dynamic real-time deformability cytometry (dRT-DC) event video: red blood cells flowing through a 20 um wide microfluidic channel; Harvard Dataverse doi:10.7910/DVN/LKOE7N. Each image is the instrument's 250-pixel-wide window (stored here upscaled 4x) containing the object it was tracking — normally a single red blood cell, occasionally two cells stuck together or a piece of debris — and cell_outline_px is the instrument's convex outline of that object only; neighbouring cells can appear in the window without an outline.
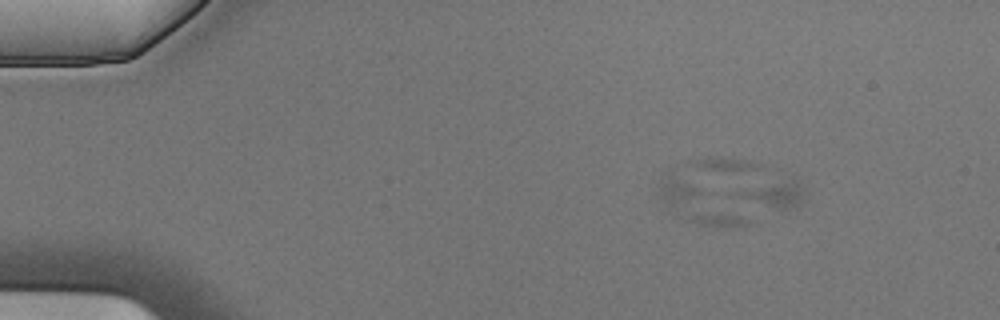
{"species": "Egyptian fruit bat (a non-hibernating species)", "species_latin": "Rousettus aegyptiacus", "temperature_condition": "cold", "stored_images_in_passage": 6, "camera_frame_rate_fps": 3000, "um_per_image_px": 0.085, "animal": {"sex": "male"}, "frame": {"image": 1, "passage_image": 3, "time_ms": 0.667, "image_size_px": [1000, 320], "cell_outline_px": [[804, 200], [796, 208], [776, 208], [728, 196], [732, 192], [788, 176], [792, 176], [800, 180], [804, 188]], "centroid_in_image_um": [65.83, 16.43], "position_along_channel_um": 19.2, "area_um2": 11.16}}